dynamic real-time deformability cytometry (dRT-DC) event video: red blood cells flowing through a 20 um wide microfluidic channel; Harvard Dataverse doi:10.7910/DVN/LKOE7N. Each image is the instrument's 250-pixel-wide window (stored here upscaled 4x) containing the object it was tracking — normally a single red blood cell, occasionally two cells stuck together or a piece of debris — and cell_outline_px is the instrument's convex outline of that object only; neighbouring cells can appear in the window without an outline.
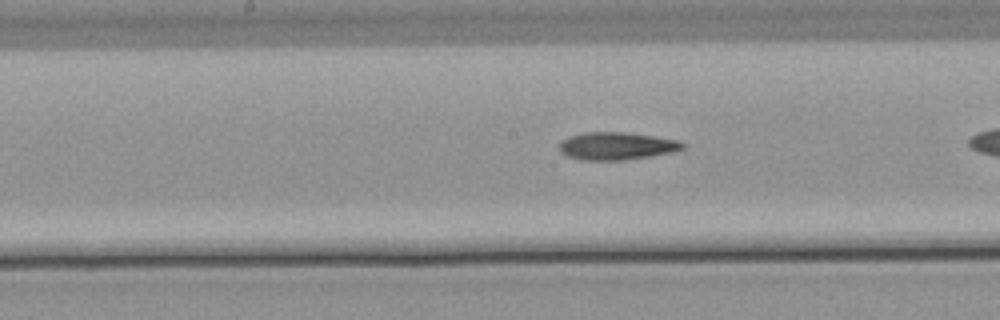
{"species": "common noctule bat (a hibernating species)", "species_latin": "Nyctalus noctula", "temperature_condition": "warm", "stored_images_in_passage": 19, "camera_frame_rate_fps": 3000, "um_per_image_px": 0.085, "animal": {"sex": "male", "body_mass_g": 21.5, "forearm_length_mm": 52.0}, "frame": {"image": 1, "passage_image": 11, "time_ms": 3.333, "image_size_px": [1000, 320], "cell_outline_px": [[684, 148], [672, 152], [652, 156], [624, 160], [580, 160], [568, 156], [560, 152], [560, 144], [568, 136], [584, 132], [624, 132], [652, 136], [676, 140], [684, 144]], "centroid_in_image_um": [52.38, 12.41], "position_along_channel_um": 195.8, "area_um2": 19.71}}